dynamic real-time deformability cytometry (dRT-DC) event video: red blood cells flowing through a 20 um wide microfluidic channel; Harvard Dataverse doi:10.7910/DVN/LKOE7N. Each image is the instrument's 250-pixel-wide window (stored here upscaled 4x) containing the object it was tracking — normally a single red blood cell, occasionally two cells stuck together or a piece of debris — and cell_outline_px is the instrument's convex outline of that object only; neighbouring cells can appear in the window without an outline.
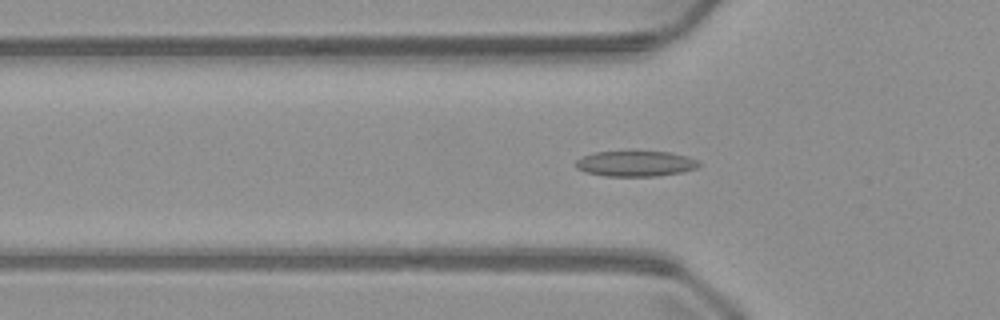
{"species": "common noctule bat (a hibernating species)", "species_latin": "Nyctalus noctula", "temperature_condition": "warm", "stored_images_in_passage": 50, "camera_frame_rate_fps": 3000, "um_per_image_px": 0.085, "animal": {"sex": "male", "body_mass_g": 23.1, "forearm_length_mm": 52.7}, "frame": {"image": 1, "passage_image": 16, "time_ms": 5.0, "image_size_px": [1000, 320], "cell_outline_px": [[704, 164], [696, 168], [684, 172], [656, 176], [604, 176], [584, 172], [576, 168], [576, 160], [584, 156], [596, 152], [672, 152], [688, 156], [700, 160]], "centroid_in_image_um": [54.1, 13.92], "position_along_channel_um": 71.7, "area_um2": 18.5}}
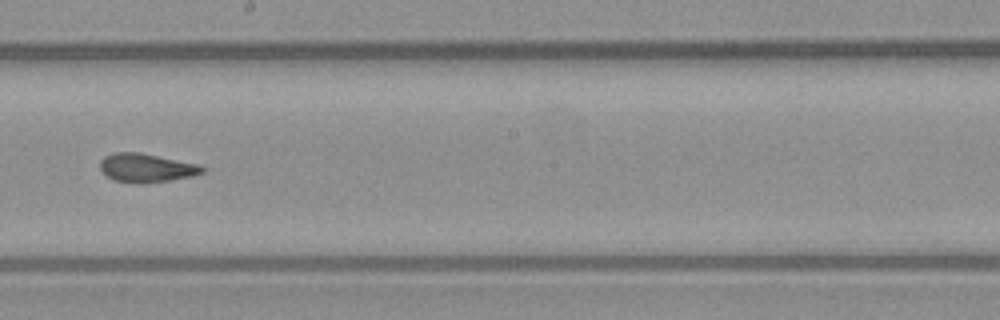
{"frame": {"image": 2, "passage_image": 28, "time_ms": 9.0, "image_size_px": [1000, 320], "cell_outline_px": [[208, 168], [204, 172], [192, 176], [168, 180], [112, 180], [100, 168], [100, 160], [104, 156], [112, 152], [140, 152], [200, 164]], "centroid_in_image_um": [12.49, 14.2], "position_along_channel_um": 235.7, "area_um2": 16.47}}
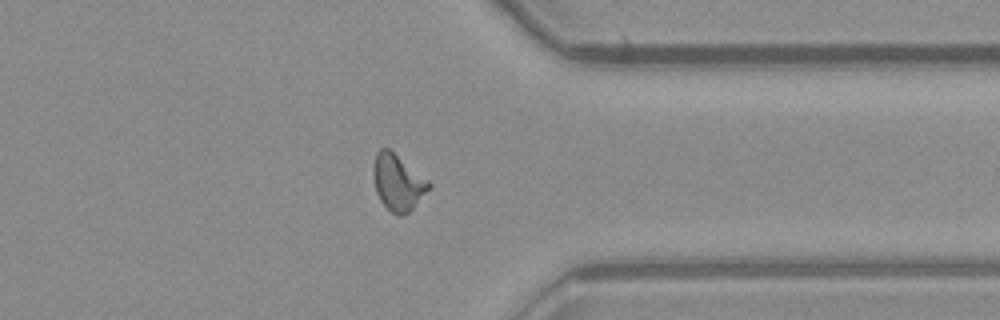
{"frame": {"image": 3, "passage_image": 39, "time_ms": 12.667, "image_size_px": [1000, 320], "cell_outline_px": [[432, 184], [412, 208], [408, 212], [400, 216], [392, 212], [380, 200], [376, 192], [372, 176], [372, 168], [376, 152], [380, 148], [388, 148], [428, 180]], "centroid_in_image_um": [33.77, 15.48], "position_along_channel_um": 377.6, "area_um2": 17.8}}